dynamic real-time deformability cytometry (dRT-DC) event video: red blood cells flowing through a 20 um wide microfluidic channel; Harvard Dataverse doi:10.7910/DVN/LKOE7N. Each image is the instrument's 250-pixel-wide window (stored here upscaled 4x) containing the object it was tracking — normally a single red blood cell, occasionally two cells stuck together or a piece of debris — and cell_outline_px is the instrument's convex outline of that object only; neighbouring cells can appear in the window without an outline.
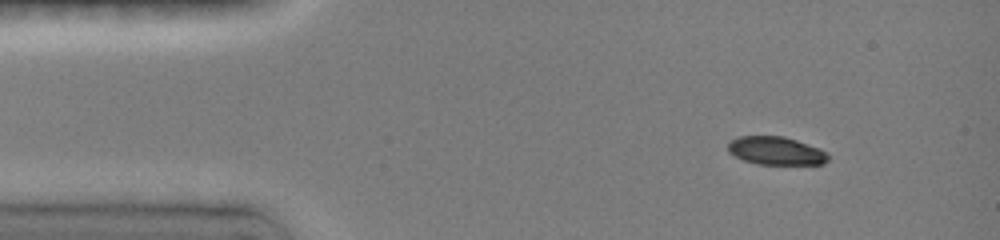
{"species": "common noctule bat (a hibernating species)", "species_latin": "Nyctalus noctula", "temperature_condition": "room temperature", "stored_images_in_passage": 26, "camera_frame_rate_fps": 3000, "um_per_image_px": 0.085, "animal": {"sex": "female", "body_mass_g": 19.0, "forearm_length_mm": 51.5}, "frame": {"image": 1, "passage_image": 3, "time_ms": 1.0, "image_size_px": [1000, 240], "cell_outline_px": [[828, 160], [824, 164], [756, 164], [744, 160], [728, 152], [728, 144], [732, 140], [740, 136], [784, 136], [820, 148], [828, 152]], "centroid_in_image_um": [65.98, 12.82], "position_along_channel_um": 19.0, "area_um2": 16.42}}
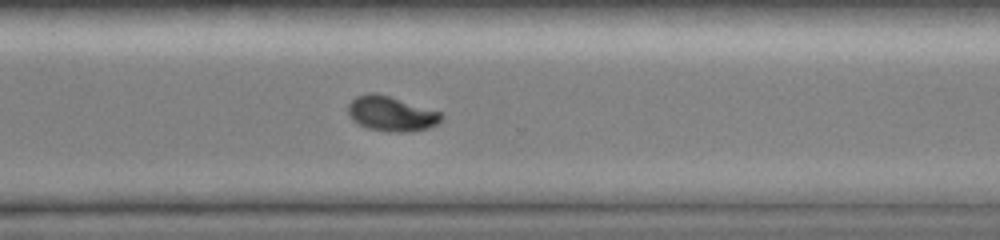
{"frame": {"image": 2, "passage_image": 22, "time_ms": 10.667, "image_size_px": [1000, 240], "cell_outline_px": [[444, 116], [436, 124], [428, 128], [408, 132], [396, 132], [368, 128], [352, 120], [348, 112], [348, 104], [356, 96], [368, 92], [376, 92], [440, 112]], "centroid_in_image_um": [33.23, 9.65], "position_along_channel_um": 337.4, "area_um2": 18.73}}
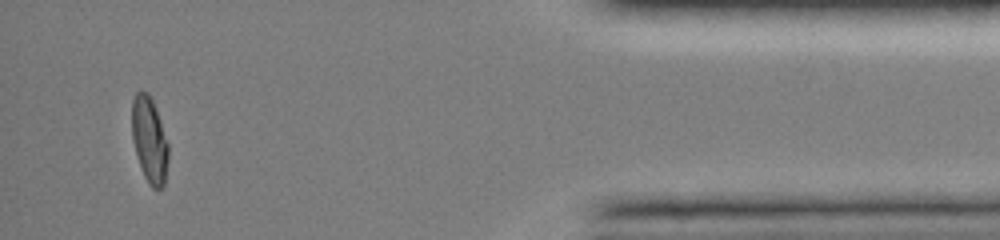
{"frame": {"image": 3, "passage_image": 26, "time_ms": 14.0, "image_size_px": [1000, 240], "cell_outline_px": [[168, 160], [164, 184], [160, 188], [152, 188], [148, 184], [144, 176], [132, 140], [132, 100], [136, 92], [140, 88], [148, 92], [156, 108], [168, 144]], "centroid_in_image_um": [12.69, 11.85], "position_along_channel_um": 422.5, "area_um2": 18.21}, "authors_computed_cell_mechanics": {"area_um2": 18.9006, "velocity_mm_per_s": 4.0511, "shape_relaxation_time_tau1_ms": 3.7179, "shape_relaxation_time_tau2_ms": 0.6646, "deformation_change_tau1": 0.1672, "deformation_change_tau2": 0.028}}